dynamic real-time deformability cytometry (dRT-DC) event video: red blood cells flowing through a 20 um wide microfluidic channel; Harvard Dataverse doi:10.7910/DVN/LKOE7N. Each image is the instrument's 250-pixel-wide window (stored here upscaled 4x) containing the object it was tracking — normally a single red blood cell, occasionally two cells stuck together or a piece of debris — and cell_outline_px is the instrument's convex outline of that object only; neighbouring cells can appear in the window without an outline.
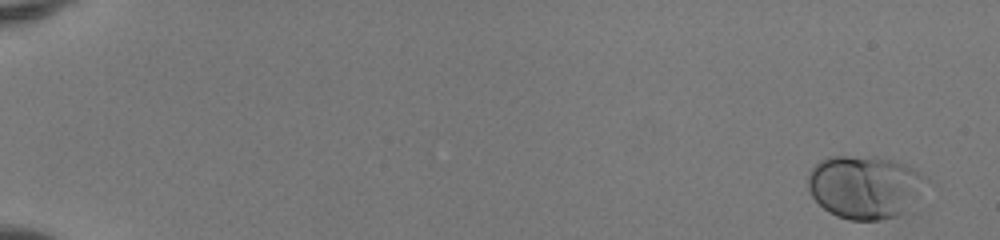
{"species": "human", "species_latin": "Homo sapiens", "temperature_condition": "room temperature", "stored_images_in_passage": 50, "camera_frame_rate_fps": 3000, "um_per_image_px": 0.085, "donor": {"sex": "female"}, "frame": {"image": 1, "passage_image": 1, "time_ms": 0.0, "image_size_px": [1000, 240], "cell_outline_px": [[928, 180], [904, 212], [900, 216], [880, 220], [848, 220], [836, 216], [828, 212], [812, 196], [808, 188], [808, 172], [820, 160], [828, 156], [876, 156], [892, 160], [904, 164], [928, 176]], "centroid_in_image_um": [73.47, 15.87], "position_along_channel_um": 11.5, "area_um2": 43.52}}
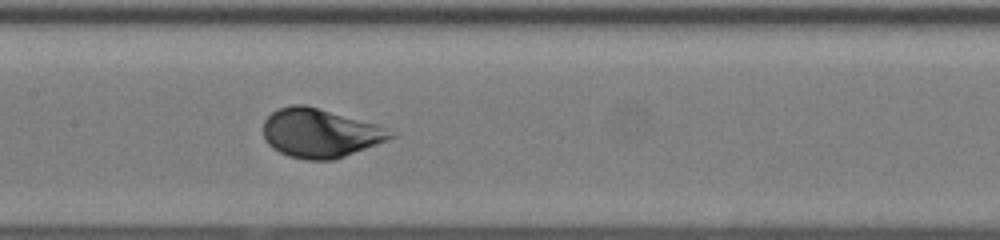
{"frame": {"image": 2, "passage_image": 27, "time_ms": 8.667, "image_size_px": [1000, 240], "cell_outline_px": [[400, 132], [396, 136], [344, 156], [332, 160], [304, 160], [288, 156], [272, 148], [264, 140], [264, 120], [272, 112], [280, 108], [292, 104], [304, 104], [380, 124]], "centroid_in_image_um": [27.24, 11.3], "position_along_channel_um": 180.2, "area_um2": 36.59}}
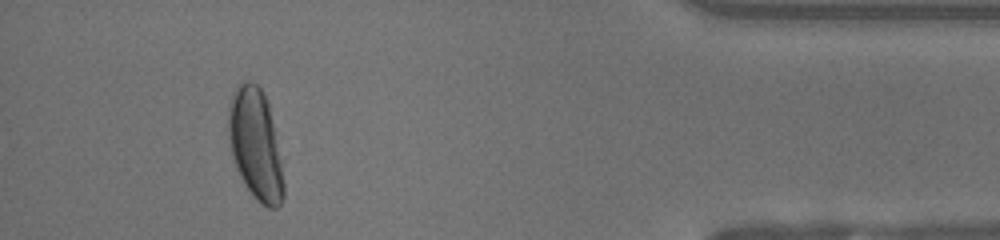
{"frame": {"image": 3, "passage_image": 47, "time_ms": 15.333, "image_size_px": [1000, 240], "cell_outline_px": [[284, 196], [280, 204], [276, 208], [268, 208], [260, 204], [256, 200], [244, 184], [236, 168], [232, 156], [228, 140], [228, 108], [236, 84], [240, 80], [252, 80], [260, 88], [268, 104], [284, 160]], "centroid_in_image_um": [21.74, 12.29], "position_along_channel_um": 413.5, "area_um2": 36.76}}